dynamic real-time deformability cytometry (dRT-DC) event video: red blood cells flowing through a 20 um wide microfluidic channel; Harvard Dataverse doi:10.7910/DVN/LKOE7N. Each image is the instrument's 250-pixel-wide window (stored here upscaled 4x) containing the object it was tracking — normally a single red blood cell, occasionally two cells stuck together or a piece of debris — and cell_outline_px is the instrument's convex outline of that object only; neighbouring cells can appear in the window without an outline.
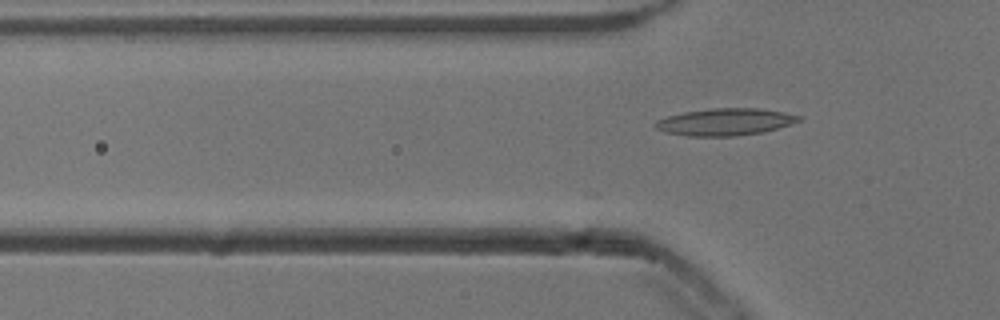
{"species": "common noctule bat (a hibernating species)", "species_latin": "Nyctalus noctula", "temperature_condition": "cold", "stored_images_in_passage": 17, "camera_frame_rate_fps": 3000, "um_per_image_px": 0.085, "animal": {"sex": "male", "body_mass_g": 13.3}, "frame": {"image": 1, "passage_image": 17, "time_ms": 5.333, "image_size_px": [1000, 320], "cell_outline_px": [[800, 120], [764, 132], [736, 136], [688, 136], [664, 132], [656, 128], [652, 124], [656, 120], [668, 116], [684, 112], [708, 108], [760, 108], [784, 112], [800, 116]], "centroid_in_image_um": [61.58, 10.36], "position_along_channel_um": 64.2, "area_um2": 22.6}}